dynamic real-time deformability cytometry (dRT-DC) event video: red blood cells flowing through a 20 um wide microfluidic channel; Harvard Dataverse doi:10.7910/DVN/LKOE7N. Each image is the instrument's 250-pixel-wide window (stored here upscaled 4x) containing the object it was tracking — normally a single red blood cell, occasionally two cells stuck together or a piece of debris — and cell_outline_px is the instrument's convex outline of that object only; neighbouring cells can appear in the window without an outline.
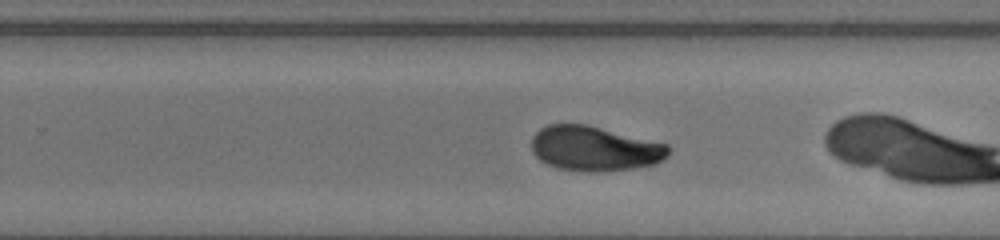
{"species": "human", "species_latin": "Homo sapiens", "temperature_condition": "warm", "stored_images_in_passage": 37, "camera_frame_rate_fps": 3000, "um_per_image_px": 0.085, "donor": {"sex": "male"}, "frame": {"image": 1, "passage_image": 20, "time_ms": 6.333, "image_size_px": [1000, 240], "cell_outline_px": [[668, 156], [664, 160], [656, 164], [632, 168], [600, 172], [588, 172], [556, 168], [540, 160], [532, 152], [532, 136], [540, 128], [548, 124], [584, 124], [668, 144]], "centroid_in_image_um": [50.52, 12.64], "position_along_channel_um": 279.3, "area_um2": 35.72}}
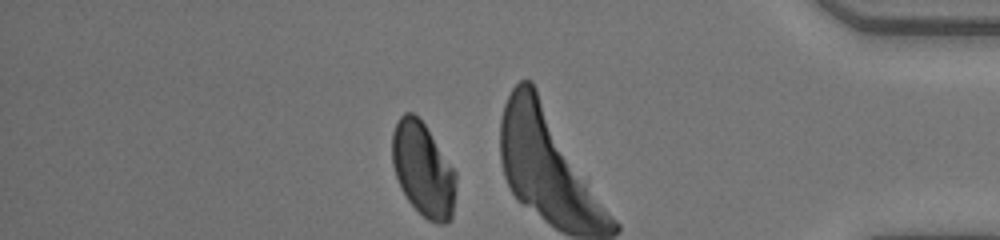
{"frame": {"image": 2, "passage_image": 31, "time_ms": 10.0, "image_size_px": [1000, 240], "cell_outline_px": [[456, 192], [452, 220], [448, 224], [440, 224], [428, 220], [408, 200], [400, 188], [392, 164], [392, 132], [400, 116], [404, 112], [412, 112], [424, 124], [456, 172]], "centroid_in_image_um": [35.97, 14.44], "position_along_channel_um": 399.2, "area_um2": 34.91}}